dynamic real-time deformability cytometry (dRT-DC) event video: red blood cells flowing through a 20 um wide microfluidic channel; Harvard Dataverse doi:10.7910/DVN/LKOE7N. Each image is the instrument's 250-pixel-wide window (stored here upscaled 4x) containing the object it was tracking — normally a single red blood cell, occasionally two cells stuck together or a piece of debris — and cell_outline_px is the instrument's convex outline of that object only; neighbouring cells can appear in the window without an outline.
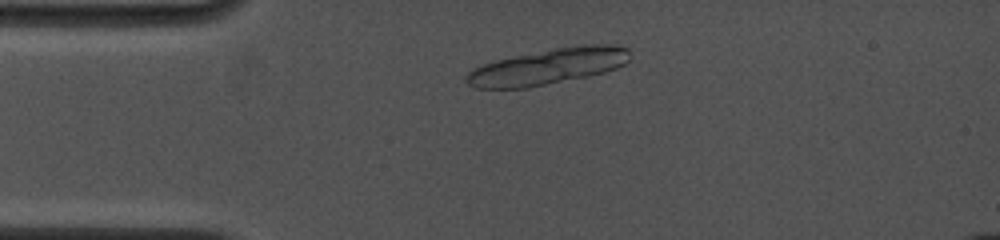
{"species": "common noctule bat (a hibernating species)", "species_latin": "Nyctalus noctula", "temperature_condition": "cold", "stored_images_in_passage": 4, "camera_frame_rate_fps": 4500, "um_per_image_px": 0.085, "animal": {"sex": "female", "body_mass_g": 19.0, "forearm_length_mm": 53.3}, "frame": {"image": 1, "passage_image": 2, "time_ms": 1.111, "image_size_px": [1000, 240], "cell_outline_px": [[628, 60], [624, 64], [616, 68], [604, 72], [524, 88], [476, 88], [468, 84], [464, 80], [464, 76], [472, 68], [496, 60], [556, 48], [584, 44], [616, 44], [628, 48]], "centroid_in_image_um": [46.56, 5.64], "position_along_channel_um": 38.4, "area_um2": 33.64}}